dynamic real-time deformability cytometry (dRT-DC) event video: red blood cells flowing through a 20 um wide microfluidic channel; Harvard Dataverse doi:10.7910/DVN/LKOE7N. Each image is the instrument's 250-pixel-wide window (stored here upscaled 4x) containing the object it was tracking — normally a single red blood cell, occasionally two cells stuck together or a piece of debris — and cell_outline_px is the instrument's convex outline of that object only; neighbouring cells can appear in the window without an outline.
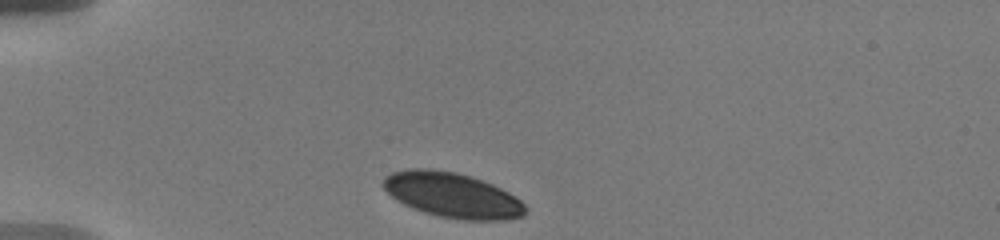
{"species": "human", "species_latin": "Homo sapiens", "temperature_condition": "warm", "stored_images_in_passage": 2, "camera_frame_rate_fps": 3000, "um_per_image_px": 0.085, "donor": {"sex": "male"}, "frame": {"image": 1, "passage_image": 1, "time_ms": 0.0, "image_size_px": [1000, 240], "cell_outline_px": [[528, 208], [524, 216], [504, 220], [460, 220], [440, 216], [424, 212], [404, 204], [396, 200], [380, 184], [384, 176], [392, 172], [408, 168], [432, 168], [456, 172], [472, 176], [492, 184], [508, 192], [520, 200]], "centroid_in_image_um": [38.44, 16.57], "position_along_channel_um": 46.6, "area_um2": 37.57}}